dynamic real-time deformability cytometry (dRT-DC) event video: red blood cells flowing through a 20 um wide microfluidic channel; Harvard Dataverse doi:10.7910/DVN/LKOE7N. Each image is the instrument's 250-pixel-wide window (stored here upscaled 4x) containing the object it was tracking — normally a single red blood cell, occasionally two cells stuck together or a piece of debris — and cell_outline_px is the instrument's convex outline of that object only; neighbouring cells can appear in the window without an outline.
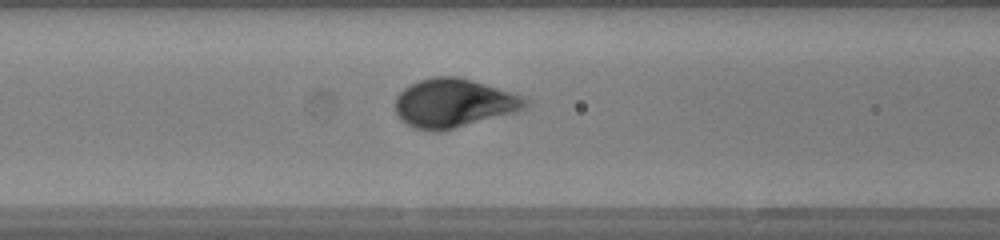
{"species": "human", "species_latin": "Homo sapiens", "temperature_condition": "warm", "stored_images_in_passage": 33, "camera_frame_rate_fps": 3000, "um_per_image_px": 0.085, "donor": {"sex": "female"}, "frame": {"image": 1, "passage_image": 9, "time_ms": 2.667, "image_size_px": [1000, 240], "cell_outline_px": [[532, 104], [528, 108], [516, 112], [440, 132], [432, 132], [416, 128], [408, 124], [396, 112], [396, 96], [404, 88], [420, 80], [432, 76], [456, 76], [512, 92], [524, 96], [532, 100]], "centroid_in_image_um": [38.64, 8.77], "position_along_channel_um": 128.0, "area_um2": 36.99}}
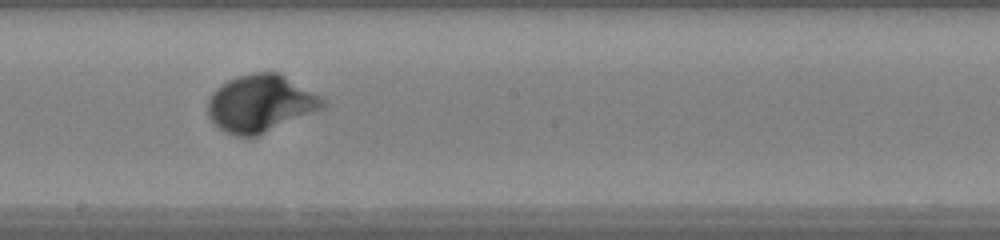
{"frame": {"image": 2, "passage_image": 16, "time_ms": 5.0, "image_size_px": [1000, 240], "cell_outline_px": [[324, 108], [256, 136], [236, 136], [224, 132], [208, 116], [208, 100], [212, 92], [216, 88], [228, 80], [236, 76], [252, 72], [280, 72], [320, 96], [324, 100]], "centroid_in_image_um": [22.13, 8.78], "position_along_channel_um": 226.1, "area_um2": 38.15}}
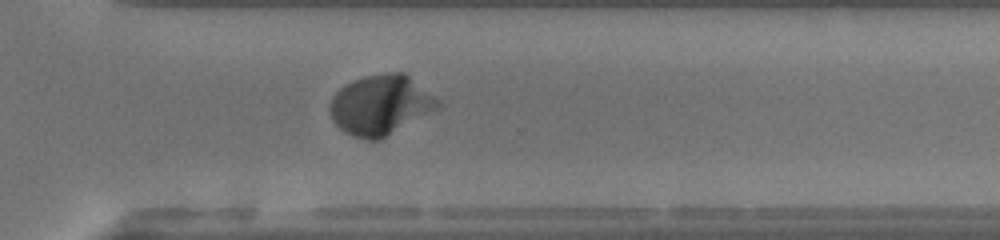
{"frame": {"image": 3, "passage_image": 24, "time_ms": 7.667, "image_size_px": [1000, 240], "cell_outline_px": [[444, 104], [380, 140], [364, 140], [352, 136], [344, 132], [332, 120], [328, 112], [328, 104], [332, 96], [344, 84], [352, 80], [364, 76], [388, 72], [404, 72], [440, 100]], "centroid_in_image_um": [32.3, 8.92], "position_along_channel_um": 338.3, "area_um2": 37.92}, "authors_computed_cell_mechanics": {"area_um2": 36.8764, "velocity_mm_per_s": 4.2082, "shape_relaxation_time_tau1_ms": 2.1878, "shape_relaxation_time_tau2_ms": null, "deformation_change_tau1": 0.1717, "deformation_change_tau2": null}}